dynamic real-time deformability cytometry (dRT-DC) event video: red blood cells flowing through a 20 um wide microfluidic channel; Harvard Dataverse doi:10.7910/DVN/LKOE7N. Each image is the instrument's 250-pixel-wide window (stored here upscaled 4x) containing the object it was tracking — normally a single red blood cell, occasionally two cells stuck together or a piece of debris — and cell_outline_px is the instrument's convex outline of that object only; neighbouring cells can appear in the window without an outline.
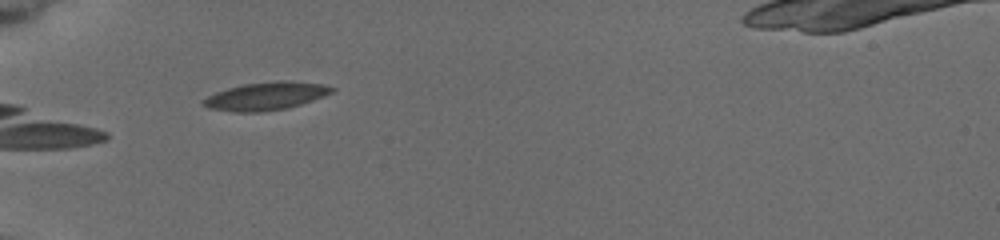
{"species": "common noctule bat (a hibernating species)", "species_latin": "Nyctalus noctula", "temperature_condition": "cold", "stored_images_in_passage": 10, "camera_frame_rate_fps": 3000, "um_per_image_px": 0.085, "animal": {"sex": "female", "body_mass_g": 19.5, "forearm_length_mm": 54.1}, "frame": {"image": 1, "passage_image": 7, "time_ms": 5.333, "image_size_px": [1000, 240], "cell_outline_px": [[336, 88], [332, 92], [324, 96], [288, 108], [260, 112], [236, 112], [208, 108], [200, 104], [200, 100], [216, 92], [228, 88], [244, 84], [276, 80], [288, 80], [324, 84]], "centroid_in_image_um": [22.59, 8.16], "position_along_channel_um": 62.4, "area_um2": 21.1}}
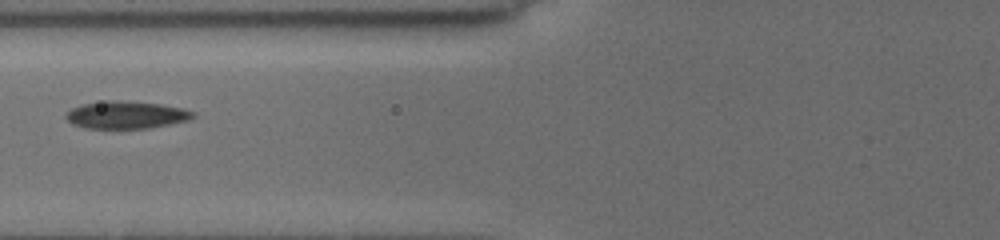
{"frame": {"image": 2, "passage_image": 9, "time_ms": 7.0, "image_size_px": [1000, 240], "cell_outline_px": [[196, 116], [184, 120], [168, 124], [148, 128], [88, 128], [76, 124], [68, 120], [64, 116], [72, 108], [84, 104], [108, 100], [120, 100], [160, 104], [184, 108], [196, 112]], "centroid_in_image_um": [10.75, 9.75], "position_along_channel_um": 115.0, "area_um2": 20.0}}
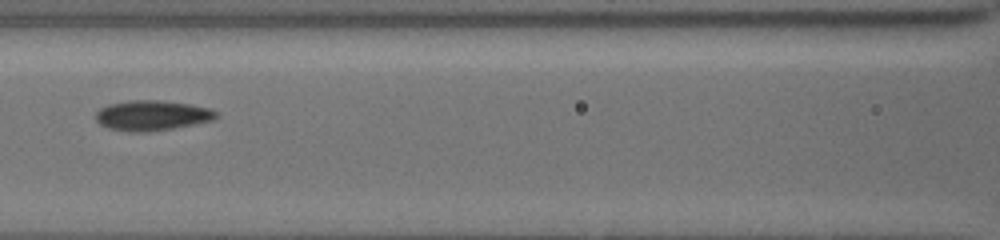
{"frame": {"image": 3, "passage_image": 10, "time_ms": 8.0, "image_size_px": [1000, 240], "cell_outline_px": [[220, 116], [212, 120], [172, 128], [144, 132], [132, 132], [108, 128], [100, 124], [96, 120], [96, 112], [100, 108], [108, 104], [128, 100], [160, 100], [192, 104], [212, 108], [220, 112]], "centroid_in_image_um": [12.95, 9.79], "position_along_channel_um": 153.6, "area_um2": 21.33}}